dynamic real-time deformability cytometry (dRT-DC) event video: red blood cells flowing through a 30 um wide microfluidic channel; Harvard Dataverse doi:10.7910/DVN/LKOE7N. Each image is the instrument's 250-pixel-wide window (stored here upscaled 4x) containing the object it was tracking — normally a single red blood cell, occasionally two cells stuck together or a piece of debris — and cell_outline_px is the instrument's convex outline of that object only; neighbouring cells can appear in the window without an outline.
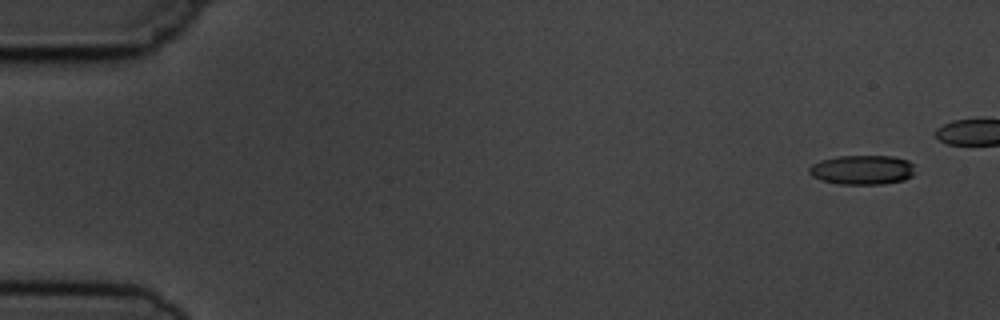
{"species": "common noctule bat (a hibernating species)", "species_latin": "Nyctalus noctula", "temperature_condition": "cold", "stored_images_in_passage": 6, "camera_frame_rate_fps": 3000, "um_per_image_px": 0.085, "animal": {"sex": "male", "body_mass_g": 19.5, "forearm_length_mm": 54.6}, "frame": {"image": 1, "passage_image": 1, "time_ms": 0.0, "image_size_px": [1000, 320], "cell_outline_px": [[912, 176], [904, 180], [884, 184], [840, 184], [820, 180], [812, 176], [808, 172], [808, 168], [812, 164], [820, 160], [836, 156], [892, 156], [908, 160], [912, 164]], "centroid_in_image_um": [73.25, 14.43], "position_along_channel_um": 11.8, "area_um2": 18.21}}
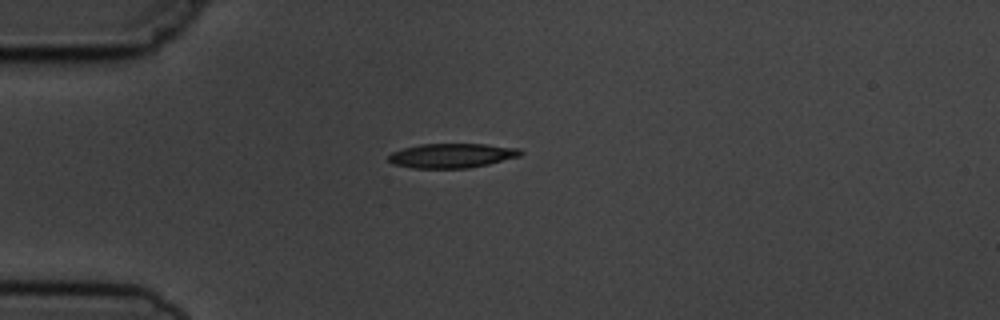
{"frame": {"image": 2, "passage_image": 6, "time_ms": 5.667, "image_size_px": [1000, 320], "cell_outline_px": [[524, 152], [520, 156], [488, 164], [468, 168], [412, 168], [392, 164], [388, 160], [388, 156], [392, 152], [404, 148], [420, 144], [484, 144], [520, 148]], "centroid_in_image_um": [38.41, 13.23], "position_along_channel_um": 46.6, "area_um2": 18.84}}